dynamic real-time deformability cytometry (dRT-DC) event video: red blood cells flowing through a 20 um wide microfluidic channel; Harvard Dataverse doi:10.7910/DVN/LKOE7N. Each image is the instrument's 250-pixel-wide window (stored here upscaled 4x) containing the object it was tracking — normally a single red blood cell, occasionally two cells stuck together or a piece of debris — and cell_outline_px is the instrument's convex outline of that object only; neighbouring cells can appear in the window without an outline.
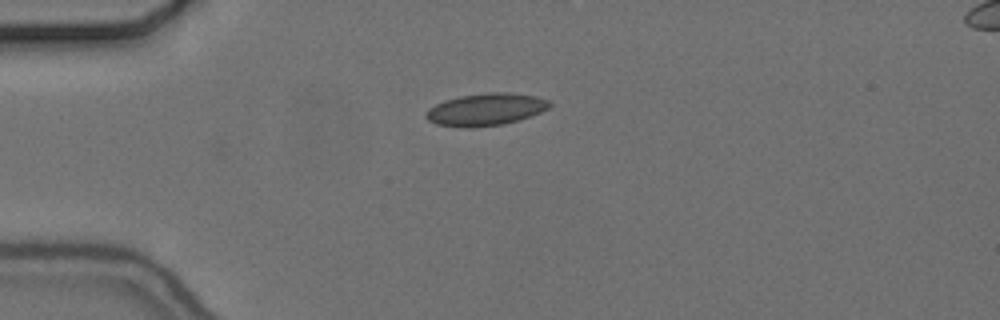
{"species": "common noctule bat (a hibernating species)", "species_latin": "Nyctalus noctula", "temperature_condition": "cold", "stored_images_in_passage": 42, "camera_frame_rate_fps": 3000, "um_per_image_px": 0.085, "animal": {"sex": "female", "body_mass_g": 24.6, "forearm_length_mm": 56.2}, "frame": {"image": 1, "passage_image": 1, "time_ms": 0.0, "image_size_px": [1000, 320], "cell_outline_px": [[552, 104], [548, 108], [532, 116], [520, 120], [504, 124], [472, 128], [464, 128], [436, 124], [428, 120], [424, 116], [424, 112], [428, 108], [444, 100], [460, 96], [488, 92], [508, 92], [536, 96], [552, 100]], "centroid_in_image_um": [41.3, 9.31], "position_along_channel_um": 43.7, "area_um2": 23.64}}
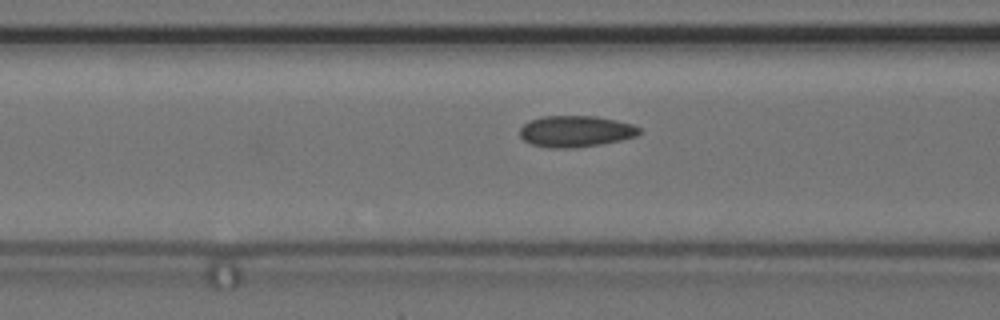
{"frame": {"image": 2, "passage_image": 9, "time_ms": 2.667, "image_size_px": [1000, 320], "cell_outline_px": [[640, 132], [636, 136], [620, 140], [600, 144], [572, 148], [548, 148], [532, 144], [524, 140], [520, 136], [520, 128], [524, 124], [532, 120], [544, 116], [596, 116], [616, 120], [632, 124], [640, 128]], "centroid_in_image_um": [48.93, 11.16], "position_along_channel_um": 117.7, "area_um2": 21.68}}
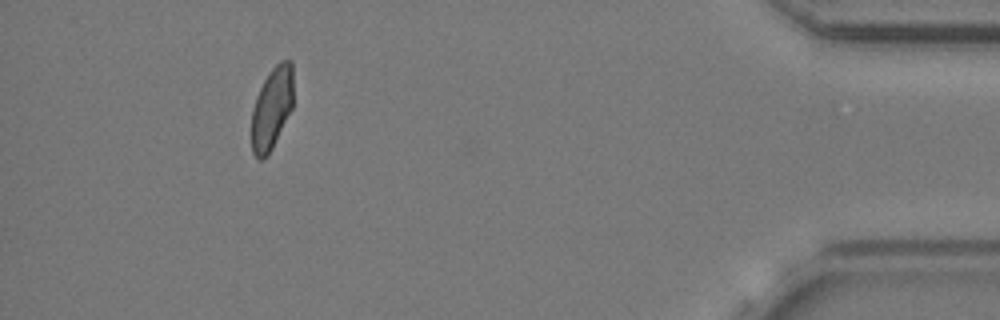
{"frame": {"image": 3, "passage_image": 38, "time_ms": 12.333, "image_size_px": [1000, 320], "cell_outline_px": [[292, 108], [268, 156], [264, 160], [256, 160], [252, 152], [252, 108], [256, 96], [264, 80], [272, 68], [280, 60], [292, 60]], "centroid_in_image_um": [23.09, 9.23], "position_along_channel_um": 412.1, "area_um2": 20.0}, "authors_computed_cell_mechanics": {"area_um2": 21.3571, "velocity_mm_per_s": 3.6658, "shape_relaxation_time_tau1_ms": null, "shape_relaxation_time_tau2_ms": 1.6833, "deformation_change_tau1": null, "deformation_change_tau2": 0.0676}}